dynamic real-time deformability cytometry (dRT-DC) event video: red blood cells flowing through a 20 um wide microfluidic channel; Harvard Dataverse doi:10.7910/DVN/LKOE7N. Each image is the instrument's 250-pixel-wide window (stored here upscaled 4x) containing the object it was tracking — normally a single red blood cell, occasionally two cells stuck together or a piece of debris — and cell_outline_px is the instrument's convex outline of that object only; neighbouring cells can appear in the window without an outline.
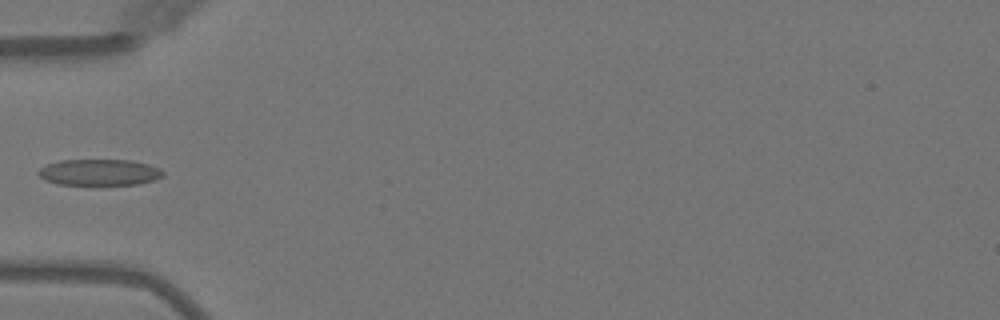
{"species": "Egyptian fruit bat (a non-hibernating species)", "species_latin": "Rousettus aegyptiacus", "temperature_condition": "warm", "stored_images_in_passage": 4, "camera_frame_rate_fps": 3000, "um_per_image_px": 0.085, "animal": {"sex": "female"}, "frame": {"image": 1, "passage_image": 4, "time_ms": 3.333, "image_size_px": [1000, 320], "cell_outline_px": [[164, 176], [156, 180], [136, 184], [96, 188], [56, 184], [44, 180], [36, 172], [40, 168], [48, 164], [60, 160], [132, 160], [148, 164], [160, 168], [164, 172]], "centroid_in_image_um": [8.44, 14.7], "position_along_channel_um": 76.6, "area_um2": 20.23}}